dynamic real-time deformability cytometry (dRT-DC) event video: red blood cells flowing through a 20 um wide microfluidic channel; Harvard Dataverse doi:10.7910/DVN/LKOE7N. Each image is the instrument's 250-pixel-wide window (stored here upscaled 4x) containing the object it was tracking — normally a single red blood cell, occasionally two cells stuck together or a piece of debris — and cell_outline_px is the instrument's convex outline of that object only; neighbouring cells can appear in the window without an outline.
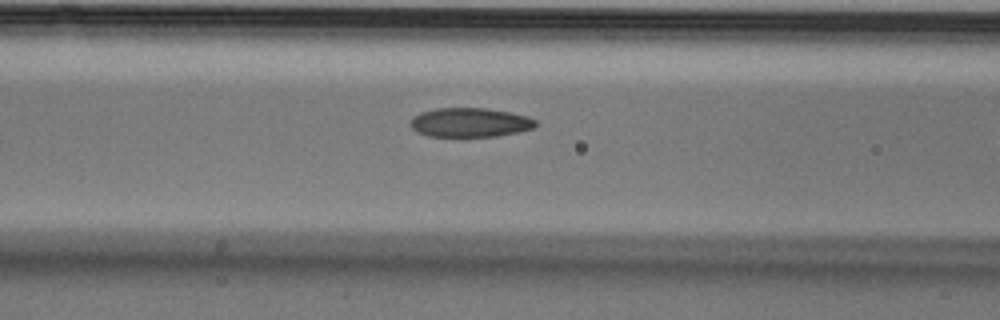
{"species": "Egyptian fruit bat (a non-hibernating species)", "species_latin": "Rousettus aegyptiacus", "temperature_condition": "cold", "stored_images_in_passage": 18, "camera_frame_rate_fps": 3000, "um_per_image_px": 0.085, "animal": {"sex": "male"}, "frame": {"image": 1, "passage_image": 16, "time_ms": 5.0, "image_size_px": [1000, 320], "cell_outline_px": [[536, 124], [532, 128], [516, 132], [496, 136], [428, 136], [416, 132], [412, 128], [412, 116], [420, 112], [436, 108], [488, 108], [528, 116], [536, 120]], "centroid_in_image_um": [39.92, 10.4], "position_along_channel_um": 126.7, "area_um2": 21.15}}